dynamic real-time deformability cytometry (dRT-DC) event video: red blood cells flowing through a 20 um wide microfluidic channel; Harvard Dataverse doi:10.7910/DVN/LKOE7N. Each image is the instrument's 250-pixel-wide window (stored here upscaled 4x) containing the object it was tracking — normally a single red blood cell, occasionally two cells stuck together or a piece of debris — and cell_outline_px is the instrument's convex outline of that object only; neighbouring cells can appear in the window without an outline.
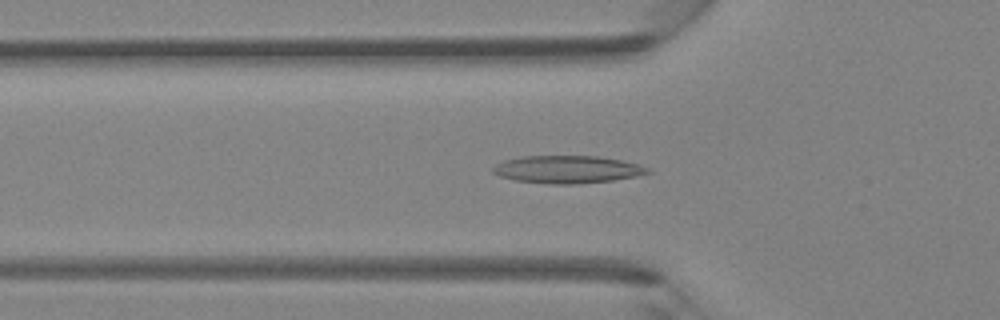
{"species": "Egyptian fruit bat (a non-hibernating species)", "species_latin": "Rousettus aegyptiacus", "temperature_condition": "room temperature", "stored_images_in_passage": 37, "camera_frame_rate_fps": 3000, "um_per_image_px": 0.085, "animal": {"sex": "female"}, "frame": {"image": 1, "passage_image": 11, "time_ms": 3.333, "image_size_px": [1000, 320], "cell_outline_px": [[652, 172], [636, 176], [612, 180], [576, 184], [552, 184], [516, 180], [500, 176], [492, 172], [492, 168], [496, 164], [504, 160], [520, 156], [596, 156], [620, 160], [640, 164], [648, 168]], "centroid_in_image_um": [48.21, 14.39], "position_along_channel_um": 77.6, "area_um2": 24.8}}
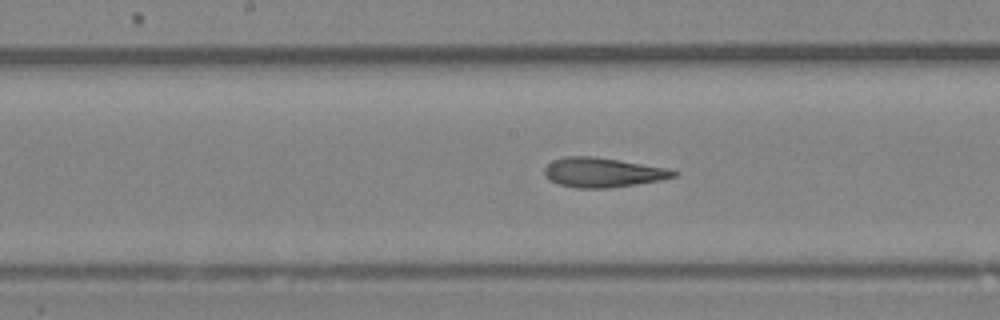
{"frame": {"image": 2, "passage_image": 19, "time_ms": 6.0, "image_size_px": [1000, 320], "cell_outline_px": [[680, 172], [676, 176], [660, 180], [636, 184], [608, 188], [576, 188], [556, 184], [548, 180], [544, 176], [544, 168], [552, 160], [564, 156], [592, 156], [620, 160], [668, 168]], "centroid_in_image_um": [51.2, 14.66], "position_along_channel_um": 197.0, "area_um2": 22.48}}
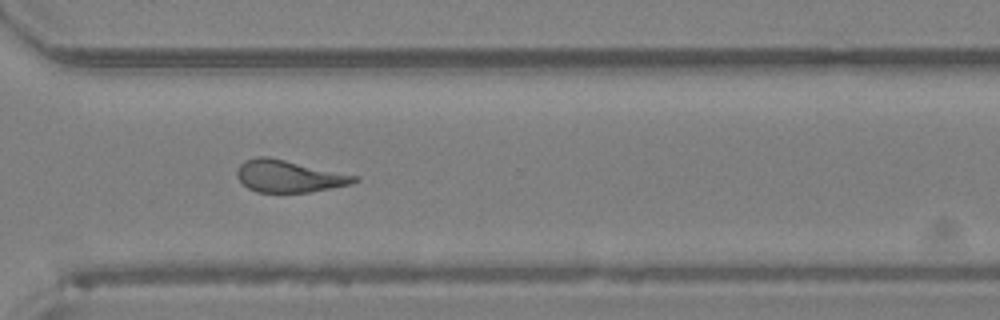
{"frame": {"image": 3, "passage_image": 29, "time_ms": 9.333, "image_size_px": [1000, 320], "cell_outline_px": [[360, 180], [352, 184], [308, 192], [256, 192], [248, 188], [236, 176], [236, 168], [244, 160], [256, 156], [268, 156], [360, 176]], "centroid_in_image_um": [24.56, 14.96], "position_along_channel_um": 346.0, "area_um2": 22.14}}